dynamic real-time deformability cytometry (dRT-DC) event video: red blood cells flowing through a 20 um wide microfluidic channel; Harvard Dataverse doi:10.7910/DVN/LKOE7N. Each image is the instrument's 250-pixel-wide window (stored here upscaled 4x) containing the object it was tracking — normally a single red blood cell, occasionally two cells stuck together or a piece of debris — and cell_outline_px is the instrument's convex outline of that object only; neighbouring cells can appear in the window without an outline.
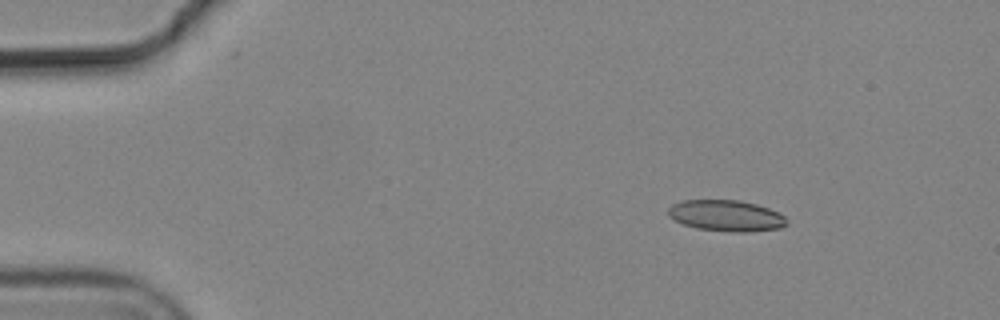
{"species": "common noctule bat (a hibernating species)", "species_latin": "Nyctalus noctula", "temperature_condition": "cold", "stored_images_in_passage": 6, "camera_frame_rate_fps": 3000, "um_per_image_px": 0.085, "animal": {"sex": "male", "body_mass_g": 19.2, "forearm_length_mm": 51.8}, "frame": {"image": 1, "passage_image": 3, "time_ms": 0.667, "image_size_px": [1000, 320], "cell_outline_px": [[788, 224], [780, 228], [744, 232], [736, 232], [696, 228], [684, 224], [668, 216], [668, 208], [672, 204], [680, 200], [740, 200], [756, 204], [768, 208], [784, 216], [788, 220]], "centroid_in_image_um": [61.72, 18.32], "position_along_channel_um": 23.3, "area_um2": 21.44}}
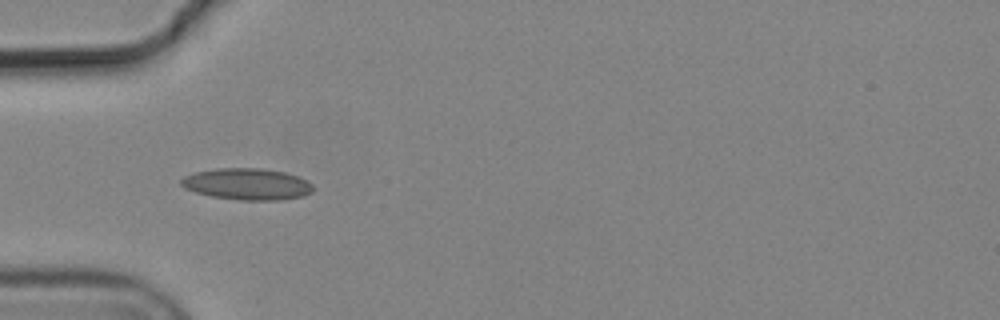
{"frame": {"image": 2, "passage_image": 5, "time_ms": 1.333, "image_size_px": [1000, 320], "cell_outline_px": [[316, 188], [312, 192], [304, 196], [280, 200], [240, 200], [212, 196], [196, 192], [184, 188], [180, 184], [180, 180], [184, 176], [196, 172], [216, 168], [260, 168], [284, 172], [296, 176], [312, 184]], "centroid_in_image_um": [21.01, 15.65], "position_along_channel_um": 64.0, "area_um2": 24.22}}
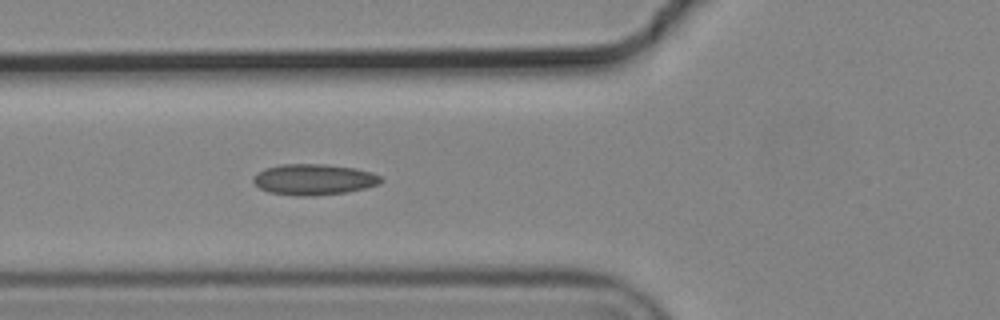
{"frame": {"image": 3, "passage_image": 6, "time_ms": 1.667, "image_size_px": [1000, 320], "cell_outline_px": [[384, 180], [380, 184], [364, 188], [344, 192], [312, 196], [296, 196], [268, 192], [260, 188], [252, 180], [264, 168], [280, 164], [324, 164], [356, 168], [372, 172], [380, 176]], "centroid_in_image_um": [26.7, 15.25], "position_along_channel_um": 99.1, "area_um2": 22.95}}